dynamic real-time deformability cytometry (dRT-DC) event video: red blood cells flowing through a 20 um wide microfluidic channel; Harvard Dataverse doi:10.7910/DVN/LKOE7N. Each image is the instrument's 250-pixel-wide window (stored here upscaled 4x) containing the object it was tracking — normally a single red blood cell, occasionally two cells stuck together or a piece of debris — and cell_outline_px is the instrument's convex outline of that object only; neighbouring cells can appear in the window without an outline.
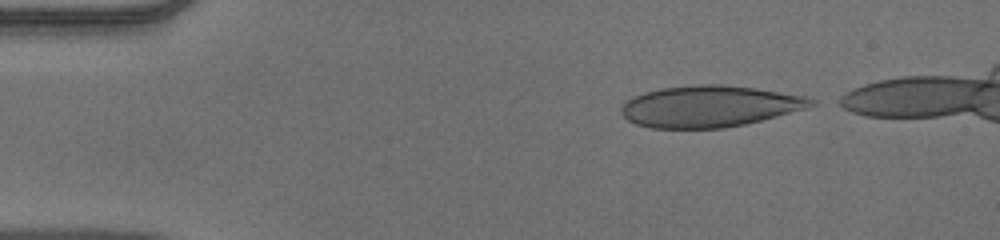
{"species": "human", "species_latin": "Homo sapiens", "temperature_condition": "warm", "stored_images_in_passage": 41, "camera_frame_rate_fps": 3000, "um_per_image_px": 0.085, "donor": {"sex": "male"}, "frame": {"image": 1, "passage_image": 1, "time_ms": 0.0, "image_size_px": [1000, 240], "cell_outline_px": [[816, 104], [808, 108], [744, 124], [724, 128], [652, 128], [636, 124], [628, 120], [620, 112], [620, 108], [624, 100], [644, 92], [660, 88], [696, 84], [720, 84], [756, 88], [808, 96], [816, 100]], "centroid_in_image_um": [60.3, 9.02], "position_along_channel_um": 24.7, "area_um2": 46.07}}
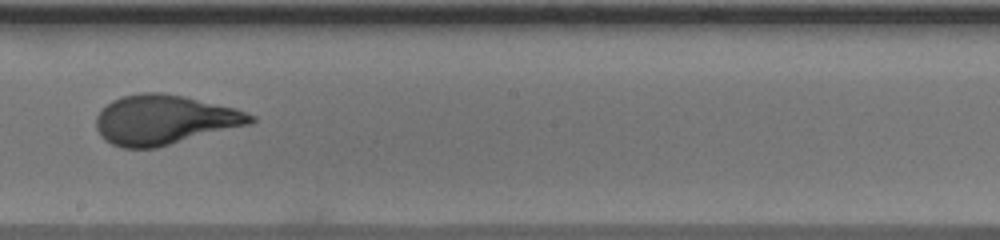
{"frame": {"image": 2, "passage_image": 23, "time_ms": 7.333, "image_size_px": [1000, 240], "cell_outline_px": [[256, 120], [252, 124], [156, 148], [124, 148], [112, 144], [104, 140], [100, 136], [96, 128], [96, 116], [112, 100], [124, 96], [144, 92], [160, 92], [184, 96], [236, 108], [256, 116]], "centroid_in_image_um": [14.0, 10.19], "position_along_channel_um": 234.2, "area_um2": 44.74}}
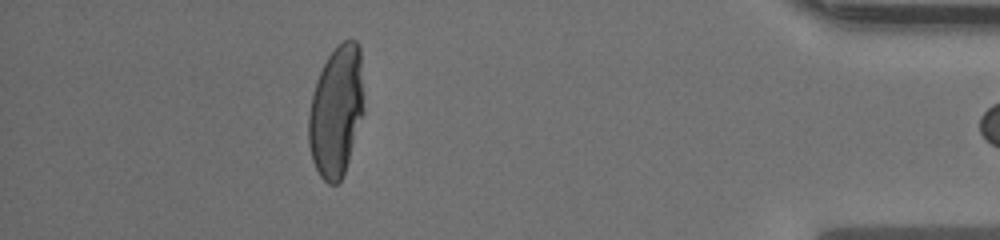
{"frame": {"image": 3, "passage_image": 40, "time_ms": 13.0, "image_size_px": [1000, 240], "cell_outline_px": [[364, 112], [344, 172], [340, 180], [336, 184], [328, 184], [320, 176], [312, 160], [308, 144], [308, 116], [312, 92], [316, 80], [328, 56], [344, 40], [356, 40], [360, 44], [364, 108]], "centroid_in_image_um": [28.58, 9.44], "position_along_channel_um": 406.6, "area_um2": 42.19}}